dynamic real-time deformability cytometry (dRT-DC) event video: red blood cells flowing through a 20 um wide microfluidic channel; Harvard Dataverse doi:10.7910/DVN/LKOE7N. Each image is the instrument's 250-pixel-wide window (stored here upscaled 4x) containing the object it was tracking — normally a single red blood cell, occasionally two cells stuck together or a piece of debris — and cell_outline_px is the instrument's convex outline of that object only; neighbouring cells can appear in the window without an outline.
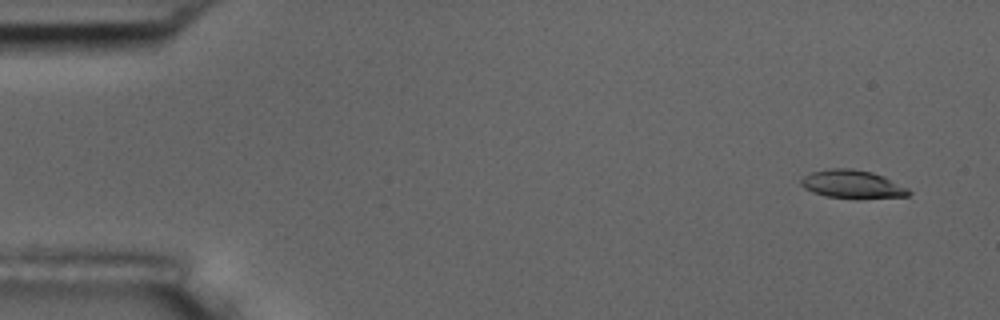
{"species": "common noctule bat (a hibernating species)", "species_latin": "Nyctalus noctula", "temperature_condition": "room temperature", "stored_images_in_passage": 5, "camera_frame_rate_fps": 3000, "um_per_image_px": 0.085, "animal": {"sex": "male", "body_mass_g": 17.5, "forearm_length_mm": 52.3}, "frame": {"image": 1, "passage_image": 1, "time_ms": 0.0, "image_size_px": [1000, 320], "cell_outline_px": [[912, 192], [908, 196], [856, 200], [824, 196], [812, 192], [804, 188], [800, 184], [800, 180], [804, 176], [812, 172], [832, 168], [852, 168], [872, 172], [884, 176], [908, 188]], "centroid_in_image_um": [72.47, 15.69], "position_along_channel_um": 12.5, "area_um2": 18.21}}